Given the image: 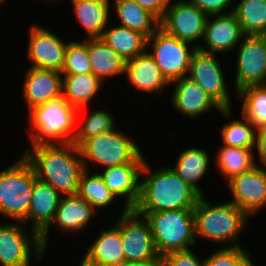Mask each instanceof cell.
Here are the masks:
<instances>
[{"label":"cell","mask_w":266,"mask_h":266,"mask_svg":"<svg viewBox=\"0 0 266 266\" xmlns=\"http://www.w3.org/2000/svg\"><path fill=\"white\" fill-rule=\"evenodd\" d=\"M187 75L206 91L222 109H231L232 105L224 71L213 53H207L196 48L192 54Z\"/></svg>","instance_id":"4fadbf2b"},{"label":"cell","mask_w":266,"mask_h":266,"mask_svg":"<svg viewBox=\"0 0 266 266\" xmlns=\"http://www.w3.org/2000/svg\"><path fill=\"white\" fill-rule=\"evenodd\" d=\"M193 210L196 239L202 237L225 244L232 242L233 246L229 247H241L236 241L246 228L248 216L235 204L229 201L212 205L203 195Z\"/></svg>","instance_id":"277c9868"},{"label":"cell","mask_w":266,"mask_h":266,"mask_svg":"<svg viewBox=\"0 0 266 266\" xmlns=\"http://www.w3.org/2000/svg\"><path fill=\"white\" fill-rule=\"evenodd\" d=\"M138 5L153 15H155L159 20H161L165 14L168 4L172 0H135Z\"/></svg>","instance_id":"ab89813d"},{"label":"cell","mask_w":266,"mask_h":266,"mask_svg":"<svg viewBox=\"0 0 266 266\" xmlns=\"http://www.w3.org/2000/svg\"><path fill=\"white\" fill-rule=\"evenodd\" d=\"M62 77L59 71L29 68L22 85L23 96L29 110L62 94Z\"/></svg>","instance_id":"ffe728a7"},{"label":"cell","mask_w":266,"mask_h":266,"mask_svg":"<svg viewBox=\"0 0 266 266\" xmlns=\"http://www.w3.org/2000/svg\"><path fill=\"white\" fill-rule=\"evenodd\" d=\"M63 78L62 94L79 111L91 102L102 86V81L93 73L64 75Z\"/></svg>","instance_id":"4316f807"},{"label":"cell","mask_w":266,"mask_h":266,"mask_svg":"<svg viewBox=\"0 0 266 266\" xmlns=\"http://www.w3.org/2000/svg\"><path fill=\"white\" fill-rule=\"evenodd\" d=\"M251 253L242 247H222L204 258V266H256L251 262Z\"/></svg>","instance_id":"8d00e7d4"},{"label":"cell","mask_w":266,"mask_h":266,"mask_svg":"<svg viewBox=\"0 0 266 266\" xmlns=\"http://www.w3.org/2000/svg\"><path fill=\"white\" fill-rule=\"evenodd\" d=\"M31 145L72 143L79 110L70 105L63 94L29 110ZM77 123V124H76ZM53 140V141H51Z\"/></svg>","instance_id":"3957f363"},{"label":"cell","mask_w":266,"mask_h":266,"mask_svg":"<svg viewBox=\"0 0 266 266\" xmlns=\"http://www.w3.org/2000/svg\"><path fill=\"white\" fill-rule=\"evenodd\" d=\"M175 90L171 97L174 108L191 118L208 113L211 109L218 110L225 118L231 117L232 109H222L206 91L188 76L174 81Z\"/></svg>","instance_id":"ac0fdd59"},{"label":"cell","mask_w":266,"mask_h":266,"mask_svg":"<svg viewBox=\"0 0 266 266\" xmlns=\"http://www.w3.org/2000/svg\"><path fill=\"white\" fill-rule=\"evenodd\" d=\"M80 266H102V265H98L93 262H90L89 260L83 257V260L80 262Z\"/></svg>","instance_id":"7bdbcfd3"},{"label":"cell","mask_w":266,"mask_h":266,"mask_svg":"<svg viewBox=\"0 0 266 266\" xmlns=\"http://www.w3.org/2000/svg\"><path fill=\"white\" fill-rule=\"evenodd\" d=\"M189 44L166 33L160 27L147 38V47L153 49V52L147 53L154 59L169 84L188 76L186 74L190 69L192 54L199 47L196 43L189 49Z\"/></svg>","instance_id":"ba28073f"},{"label":"cell","mask_w":266,"mask_h":266,"mask_svg":"<svg viewBox=\"0 0 266 266\" xmlns=\"http://www.w3.org/2000/svg\"><path fill=\"white\" fill-rule=\"evenodd\" d=\"M255 146L257 148V155L259 157L261 166L266 167V126L257 128Z\"/></svg>","instance_id":"60d3db41"},{"label":"cell","mask_w":266,"mask_h":266,"mask_svg":"<svg viewBox=\"0 0 266 266\" xmlns=\"http://www.w3.org/2000/svg\"><path fill=\"white\" fill-rule=\"evenodd\" d=\"M124 74L138 90L146 93L162 92L170 84L163 77L159 67L147 51L126 61Z\"/></svg>","instance_id":"7402d4cb"},{"label":"cell","mask_w":266,"mask_h":266,"mask_svg":"<svg viewBox=\"0 0 266 266\" xmlns=\"http://www.w3.org/2000/svg\"><path fill=\"white\" fill-rule=\"evenodd\" d=\"M23 156L34 169L36 178L50 184L62 195H76L85 170L79 147L72 143L31 146Z\"/></svg>","instance_id":"6da1fadb"},{"label":"cell","mask_w":266,"mask_h":266,"mask_svg":"<svg viewBox=\"0 0 266 266\" xmlns=\"http://www.w3.org/2000/svg\"><path fill=\"white\" fill-rule=\"evenodd\" d=\"M138 214L148 223L156 251L160 256L190 250L197 242L193 209Z\"/></svg>","instance_id":"5b68a950"},{"label":"cell","mask_w":266,"mask_h":266,"mask_svg":"<svg viewBox=\"0 0 266 266\" xmlns=\"http://www.w3.org/2000/svg\"><path fill=\"white\" fill-rule=\"evenodd\" d=\"M233 12L244 35L266 36V0H240Z\"/></svg>","instance_id":"4dcf8cb0"},{"label":"cell","mask_w":266,"mask_h":266,"mask_svg":"<svg viewBox=\"0 0 266 266\" xmlns=\"http://www.w3.org/2000/svg\"><path fill=\"white\" fill-rule=\"evenodd\" d=\"M209 162L208 153L205 149L191 147L182 151L177 163L169 167L200 196H203L198 181L209 169Z\"/></svg>","instance_id":"484cf974"},{"label":"cell","mask_w":266,"mask_h":266,"mask_svg":"<svg viewBox=\"0 0 266 266\" xmlns=\"http://www.w3.org/2000/svg\"><path fill=\"white\" fill-rule=\"evenodd\" d=\"M140 195L133 208L137 213H154L164 210L194 209L200 195L172 169L162 167L150 170L145 161L141 170Z\"/></svg>","instance_id":"7a4b0ae2"},{"label":"cell","mask_w":266,"mask_h":266,"mask_svg":"<svg viewBox=\"0 0 266 266\" xmlns=\"http://www.w3.org/2000/svg\"><path fill=\"white\" fill-rule=\"evenodd\" d=\"M208 15L189 0L168 4L160 28L166 33L188 43L204 37Z\"/></svg>","instance_id":"7c38bea8"},{"label":"cell","mask_w":266,"mask_h":266,"mask_svg":"<svg viewBox=\"0 0 266 266\" xmlns=\"http://www.w3.org/2000/svg\"><path fill=\"white\" fill-rule=\"evenodd\" d=\"M67 45L52 31L38 25L31 26L27 49L31 67L61 72Z\"/></svg>","instance_id":"9a60e30c"},{"label":"cell","mask_w":266,"mask_h":266,"mask_svg":"<svg viewBox=\"0 0 266 266\" xmlns=\"http://www.w3.org/2000/svg\"><path fill=\"white\" fill-rule=\"evenodd\" d=\"M61 198L60 193L50 184L35 178L27 222L33 221L31 229L40 235L45 251L47 250V237Z\"/></svg>","instance_id":"2e32d148"},{"label":"cell","mask_w":266,"mask_h":266,"mask_svg":"<svg viewBox=\"0 0 266 266\" xmlns=\"http://www.w3.org/2000/svg\"><path fill=\"white\" fill-rule=\"evenodd\" d=\"M233 120L221 128L223 145L236 148L254 149L257 128L244 116Z\"/></svg>","instance_id":"e575fe53"},{"label":"cell","mask_w":266,"mask_h":266,"mask_svg":"<svg viewBox=\"0 0 266 266\" xmlns=\"http://www.w3.org/2000/svg\"><path fill=\"white\" fill-rule=\"evenodd\" d=\"M88 53L92 73L102 82L108 76L124 74L126 61L100 37L88 38Z\"/></svg>","instance_id":"cb8c5ba5"},{"label":"cell","mask_w":266,"mask_h":266,"mask_svg":"<svg viewBox=\"0 0 266 266\" xmlns=\"http://www.w3.org/2000/svg\"><path fill=\"white\" fill-rule=\"evenodd\" d=\"M120 26L136 30L147 38L159 27L160 20L151 12L142 9L135 0H114Z\"/></svg>","instance_id":"83f0119b"},{"label":"cell","mask_w":266,"mask_h":266,"mask_svg":"<svg viewBox=\"0 0 266 266\" xmlns=\"http://www.w3.org/2000/svg\"><path fill=\"white\" fill-rule=\"evenodd\" d=\"M92 73L88 53V38L81 41H70L67 45L64 65L61 70L63 75H83Z\"/></svg>","instance_id":"d590c367"},{"label":"cell","mask_w":266,"mask_h":266,"mask_svg":"<svg viewBox=\"0 0 266 266\" xmlns=\"http://www.w3.org/2000/svg\"><path fill=\"white\" fill-rule=\"evenodd\" d=\"M237 55L236 93L242 88L266 84V36L244 35Z\"/></svg>","instance_id":"30bf717a"},{"label":"cell","mask_w":266,"mask_h":266,"mask_svg":"<svg viewBox=\"0 0 266 266\" xmlns=\"http://www.w3.org/2000/svg\"><path fill=\"white\" fill-rule=\"evenodd\" d=\"M196 5L201 11L209 15L224 14V10L232 4L234 0H189Z\"/></svg>","instance_id":"f35d334b"},{"label":"cell","mask_w":266,"mask_h":266,"mask_svg":"<svg viewBox=\"0 0 266 266\" xmlns=\"http://www.w3.org/2000/svg\"><path fill=\"white\" fill-rule=\"evenodd\" d=\"M76 19L88 34L86 38L101 37L109 22V0L73 3Z\"/></svg>","instance_id":"f1b7e54d"},{"label":"cell","mask_w":266,"mask_h":266,"mask_svg":"<svg viewBox=\"0 0 266 266\" xmlns=\"http://www.w3.org/2000/svg\"><path fill=\"white\" fill-rule=\"evenodd\" d=\"M100 38L125 61L147 51V37L144 34L120 25L105 29Z\"/></svg>","instance_id":"d4e9b609"},{"label":"cell","mask_w":266,"mask_h":266,"mask_svg":"<svg viewBox=\"0 0 266 266\" xmlns=\"http://www.w3.org/2000/svg\"><path fill=\"white\" fill-rule=\"evenodd\" d=\"M96 210L94 207L76 195L62 196L56 211L53 224L58 225L63 232L75 233L83 230Z\"/></svg>","instance_id":"603a6c76"},{"label":"cell","mask_w":266,"mask_h":266,"mask_svg":"<svg viewBox=\"0 0 266 266\" xmlns=\"http://www.w3.org/2000/svg\"><path fill=\"white\" fill-rule=\"evenodd\" d=\"M85 119L83 124L76 127L72 144L77 147L87 139L116 130L114 117L105 110H94Z\"/></svg>","instance_id":"836d02e7"},{"label":"cell","mask_w":266,"mask_h":266,"mask_svg":"<svg viewBox=\"0 0 266 266\" xmlns=\"http://www.w3.org/2000/svg\"><path fill=\"white\" fill-rule=\"evenodd\" d=\"M124 266H164V259L163 256H160L159 254L154 257L147 260L137 261V262H131L127 263Z\"/></svg>","instance_id":"b9f144b4"},{"label":"cell","mask_w":266,"mask_h":266,"mask_svg":"<svg viewBox=\"0 0 266 266\" xmlns=\"http://www.w3.org/2000/svg\"><path fill=\"white\" fill-rule=\"evenodd\" d=\"M143 154L134 162L107 167L99 174L114 197H126L124 208L133 209L140 195V177L145 163Z\"/></svg>","instance_id":"d6986e66"},{"label":"cell","mask_w":266,"mask_h":266,"mask_svg":"<svg viewBox=\"0 0 266 266\" xmlns=\"http://www.w3.org/2000/svg\"><path fill=\"white\" fill-rule=\"evenodd\" d=\"M120 232L125 264L158 255L148 223L133 209L123 208L120 215Z\"/></svg>","instance_id":"8fae6325"},{"label":"cell","mask_w":266,"mask_h":266,"mask_svg":"<svg viewBox=\"0 0 266 266\" xmlns=\"http://www.w3.org/2000/svg\"><path fill=\"white\" fill-rule=\"evenodd\" d=\"M84 258L102 266H124L125 257L120 232V217L110 229L103 230L90 244Z\"/></svg>","instance_id":"44dd1931"},{"label":"cell","mask_w":266,"mask_h":266,"mask_svg":"<svg viewBox=\"0 0 266 266\" xmlns=\"http://www.w3.org/2000/svg\"><path fill=\"white\" fill-rule=\"evenodd\" d=\"M163 259L164 266H204V258H197L192 249L168 253Z\"/></svg>","instance_id":"74e56055"},{"label":"cell","mask_w":266,"mask_h":266,"mask_svg":"<svg viewBox=\"0 0 266 266\" xmlns=\"http://www.w3.org/2000/svg\"><path fill=\"white\" fill-rule=\"evenodd\" d=\"M236 94L243 99L241 116L246 117L256 128L266 126V84L248 86Z\"/></svg>","instance_id":"1f68e13d"},{"label":"cell","mask_w":266,"mask_h":266,"mask_svg":"<svg viewBox=\"0 0 266 266\" xmlns=\"http://www.w3.org/2000/svg\"><path fill=\"white\" fill-rule=\"evenodd\" d=\"M79 150L84 168L87 170V161L92 162L94 166L101 165L107 168L132 163L142 154L133 139L118 130L85 140L79 146Z\"/></svg>","instance_id":"52a82bcc"},{"label":"cell","mask_w":266,"mask_h":266,"mask_svg":"<svg viewBox=\"0 0 266 266\" xmlns=\"http://www.w3.org/2000/svg\"><path fill=\"white\" fill-rule=\"evenodd\" d=\"M88 171L85 169L80 176L77 194L91 204L95 210L113 203L116 197L107 188L102 176L99 173L89 176Z\"/></svg>","instance_id":"d6a6232c"},{"label":"cell","mask_w":266,"mask_h":266,"mask_svg":"<svg viewBox=\"0 0 266 266\" xmlns=\"http://www.w3.org/2000/svg\"><path fill=\"white\" fill-rule=\"evenodd\" d=\"M15 223L0 225V264L1 266H30L31 250L36 254V261L45 254L40 235L34 230H31V235H28L25 233L24 223Z\"/></svg>","instance_id":"9c48e42d"},{"label":"cell","mask_w":266,"mask_h":266,"mask_svg":"<svg viewBox=\"0 0 266 266\" xmlns=\"http://www.w3.org/2000/svg\"><path fill=\"white\" fill-rule=\"evenodd\" d=\"M243 36L240 24L231 8L227 13L208 16L203 37L205 44L202 46L199 44L198 49L213 54L225 53L239 45Z\"/></svg>","instance_id":"e0dca14e"},{"label":"cell","mask_w":266,"mask_h":266,"mask_svg":"<svg viewBox=\"0 0 266 266\" xmlns=\"http://www.w3.org/2000/svg\"><path fill=\"white\" fill-rule=\"evenodd\" d=\"M233 200L230 202L248 217L266 205V167L257 165L250 171L227 181Z\"/></svg>","instance_id":"5bb4252c"},{"label":"cell","mask_w":266,"mask_h":266,"mask_svg":"<svg viewBox=\"0 0 266 266\" xmlns=\"http://www.w3.org/2000/svg\"><path fill=\"white\" fill-rule=\"evenodd\" d=\"M253 151V149L220 146L215 163L226 182L233 176L250 171L258 165L255 163Z\"/></svg>","instance_id":"f546056e"},{"label":"cell","mask_w":266,"mask_h":266,"mask_svg":"<svg viewBox=\"0 0 266 266\" xmlns=\"http://www.w3.org/2000/svg\"><path fill=\"white\" fill-rule=\"evenodd\" d=\"M72 3L87 2V1H100V0H71Z\"/></svg>","instance_id":"ee69618b"},{"label":"cell","mask_w":266,"mask_h":266,"mask_svg":"<svg viewBox=\"0 0 266 266\" xmlns=\"http://www.w3.org/2000/svg\"><path fill=\"white\" fill-rule=\"evenodd\" d=\"M35 178L34 169L23 155L0 171V214L27 224Z\"/></svg>","instance_id":"8992f818"},{"label":"cell","mask_w":266,"mask_h":266,"mask_svg":"<svg viewBox=\"0 0 266 266\" xmlns=\"http://www.w3.org/2000/svg\"><path fill=\"white\" fill-rule=\"evenodd\" d=\"M3 2H5V0H0V5H1Z\"/></svg>","instance_id":"f6af8a7d"}]
</instances>
